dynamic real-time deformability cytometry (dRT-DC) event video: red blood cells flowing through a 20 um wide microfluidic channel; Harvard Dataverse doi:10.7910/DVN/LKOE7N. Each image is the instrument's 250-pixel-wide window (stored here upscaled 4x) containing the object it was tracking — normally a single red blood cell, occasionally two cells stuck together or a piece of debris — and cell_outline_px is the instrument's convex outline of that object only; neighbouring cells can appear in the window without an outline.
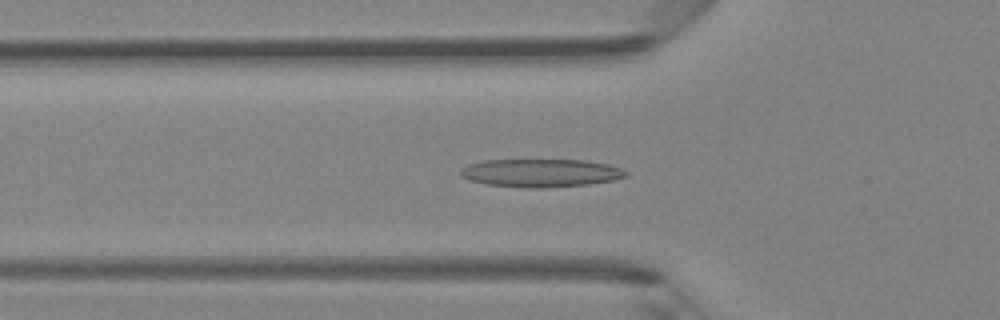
{"species": "Egyptian fruit bat (a non-hibernating species)", "species_latin": "Rousettus aegyptiacus", "temperature_condition": "room temperature", "stored_images_in_passage": 47, "camera_frame_rate_fps": 3000, "um_per_image_px": 0.085, "animal": {"sex": "female"}, "frame": {"image": 1, "passage_image": 16, "time_ms": 5.0, "image_size_px": [1000, 320], "cell_outline_px": [[628, 176], [612, 180], [588, 184], [544, 188], [524, 188], [484, 184], [468, 180], [460, 176], [460, 168], [468, 164], [480, 160], [584, 160], [608, 164], [620, 168], [628, 172]], "centroid_in_image_um": [45.9, 14.7], "position_along_channel_um": 79.9, "area_um2": 27.34}}
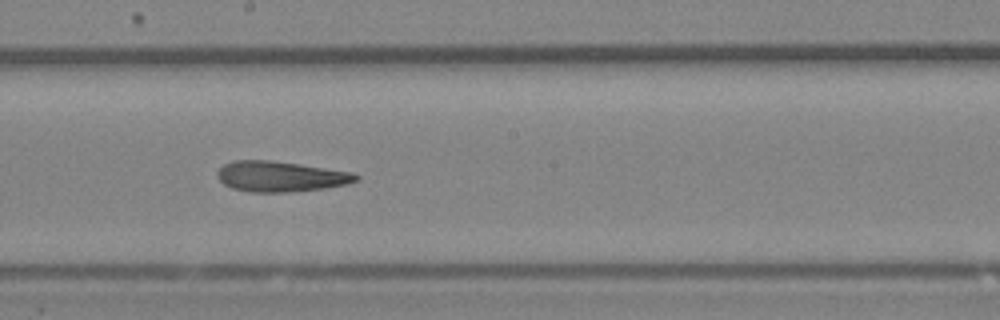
{"frame": {"image": 2, "passage_image": 26, "time_ms": 8.333, "image_size_px": [1000, 320], "cell_outline_px": [[360, 180], [348, 184], [324, 188], [288, 192], [252, 192], [232, 188], [224, 184], [216, 176], [216, 172], [224, 164], [232, 160], [268, 160], [300, 164], [352, 172], [360, 176]], "centroid_in_image_um": [23.85, 15.0], "position_along_channel_um": 224.3, "area_um2": 24.68}}
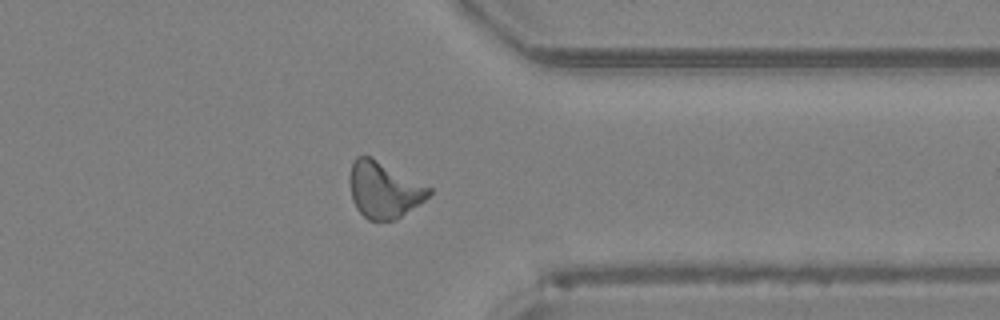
{"frame": {"image": 3, "passage_image": 37, "time_ms": 12.0, "image_size_px": [1000, 320], "cell_outline_px": [[432, 192], [420, 204], [396, 220], [368, 220], [356, 208], [352, 200], [352, 164], [356, 156], [372, 156], [432, 188]], "centroid_in_image_um": [32.68, 16.14], "position_along_channel_um": 378.7, "area_um2": 25.66}, "authors_computed_cell_mechanics": {"area_um2": 25.2008, "velocity_mm_per_s": 4.3419, "shape_relaxation_time_tau1_ms": null, "shape_relaxation_time_tau2_ms": 3.909, "deformation_change_tau1": null, "deformation_change_tau2": 0.142}}